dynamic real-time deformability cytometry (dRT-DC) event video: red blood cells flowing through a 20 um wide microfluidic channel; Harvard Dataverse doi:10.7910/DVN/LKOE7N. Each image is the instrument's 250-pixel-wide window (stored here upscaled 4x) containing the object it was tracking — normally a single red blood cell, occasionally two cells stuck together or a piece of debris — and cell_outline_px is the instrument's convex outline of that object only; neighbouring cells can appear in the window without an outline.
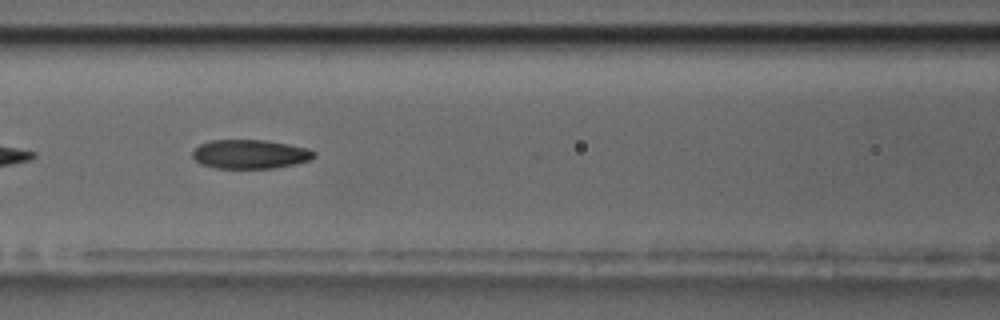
{"species": "common noctule bat (a hibernating species)", "species_latin": "Nyctalus noctula", "temperature_condition": "room temperature", "stored_images_in_passage": 15, "camera_frame_rate_fps": 3000, "um_per_image_px": 0.085, "animal": {"sex": "male", "body_mass_g": 17.5, "forearm_length_mm": 52.3}, "frame": {"image": 1, "passage_image": 9, "time_ms": 2.667, "image_size_px": [1000, 320], "cell_outline_px": [[316, 156], [308, 160], [292, 164], [272, 168], [216, 168], [200, 164], [192, 156], [192, 152], [200, 144], [212, 140], [264, 140], [288, 144], [308, 148], [316, 152]], "centroid_in_image_um": [21.24, 13.1], "position_along_channel_um": 145.4, "area_um2": 20.4}}
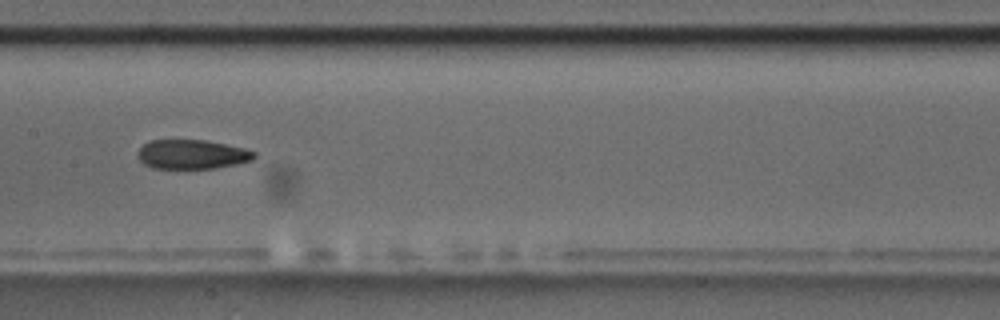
{"frame": {"image": 2, "passage_image": 13, "time_ms": 4.0, "image_size_px": [1000, 320], "cell_outline_px": [[256, 156], [252, 160], [236, 164], [216, 168], [152, 168], [144, 164], [136, 156], [136, 152], [148, 140], [204, 140], [244, 148], [256, 152]], "centroid_in_image_um": [16.29, 13.12], "position_along_channel_um": 191.1, "area_um2": 19.88}}